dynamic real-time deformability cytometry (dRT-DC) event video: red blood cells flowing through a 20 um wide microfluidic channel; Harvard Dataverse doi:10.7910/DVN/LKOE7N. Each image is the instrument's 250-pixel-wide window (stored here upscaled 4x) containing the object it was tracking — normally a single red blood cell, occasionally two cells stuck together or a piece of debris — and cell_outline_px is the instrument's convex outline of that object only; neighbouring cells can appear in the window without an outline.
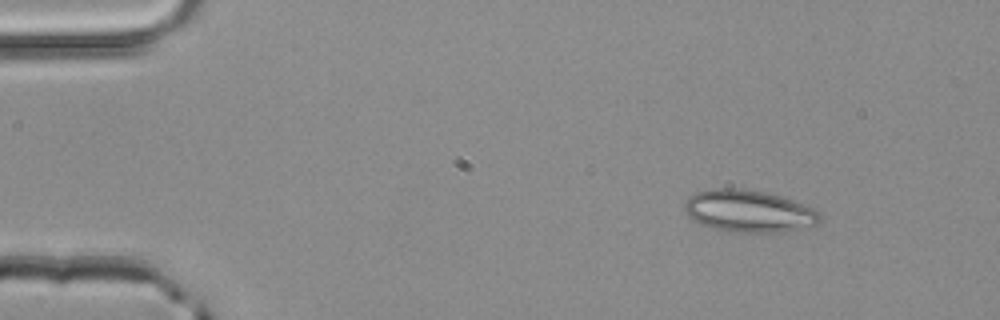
{"species": "common noctule bat (a hibernating species)", "species_latin": "Nyctalus noctula", "temperature_condition": "room temperature", "stored_images_in_passage": 5, "segment_of_instrument_passage": [1, 2], "camera_frame_rate_fps": 3000, "um_per_image_px": 0.085, "animal": {"sex": "male", "body_mass_g": 20.4}, "frame": {"image": 1, "passage_image": 1, "time_ms": 0.0, "image_size_px": [1000, 320], "cell_outline_px": [[820, 220], [816, 224], [780, 232], [736, 232], [716, 228], [692, 220], [684, 212], [684, 204], [688, 196], [692, 192], [712, 188], [740, 188], [764, 192], [780, 196], [816, 208], [820, 212]], "centroid_in_image_um": [63.61, 17.92], "position_along_channel_um": 21.4, "area_um2": 33.18}}